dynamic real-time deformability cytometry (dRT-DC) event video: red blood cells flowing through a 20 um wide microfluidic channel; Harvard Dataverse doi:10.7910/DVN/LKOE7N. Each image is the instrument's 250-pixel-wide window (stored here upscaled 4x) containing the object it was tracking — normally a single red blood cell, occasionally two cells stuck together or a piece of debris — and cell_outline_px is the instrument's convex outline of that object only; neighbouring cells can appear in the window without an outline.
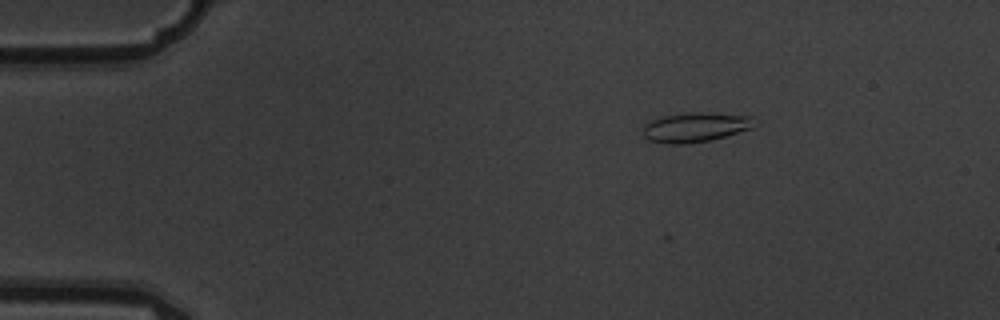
{"species": "common noctule bat (a hibernating species)", "species_latin": "Nyctalus noctula", "temperature_condition": "warm", "stored_images_in_passage": 8, "camera_frame_rate_fps": 3000, "um_per_image_px": 0.085, "animal": {"sex": "male", "body_mass_g": 19.5, "forearm_length_mm": 54.6}, "frame": {"image": 1, "passage_image": 1, "time_ms": 0.0, "image_size_px": [1000, 320], "cell_outline_px": [[760, 124], [752, 128], [724, 136], [708, 140], [688, 144], [668, 144], [648, 140], [644, 136], [644, 124], [652, 120], [664, 116], [692, 112], [708, 112], [752, 116]], "centroid_in_image_um": [59.16, 10.81], "position_along_channel_um": 25.8, "area_um2": 19.31}}
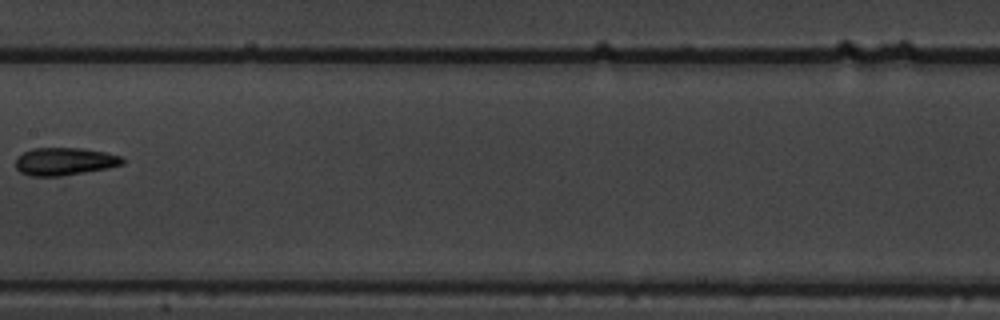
{"frame": {"image": 2, "passage_image": 6, "time_ms": 1.667, "image_size_px": [1000, 320], "cell_outline_px": [[124, 164], [108, 168], [60, 176], [32, 176], [20, 172], [16, 168], [16, 160], [24, 152], [32, 148], [84, 148], [104, 152], [120, 156], [124, 160]], "centroid_in_image_um": [5.5, 13.72], "position_along_channel_um": 201.9, "area_um2": 17.11}}
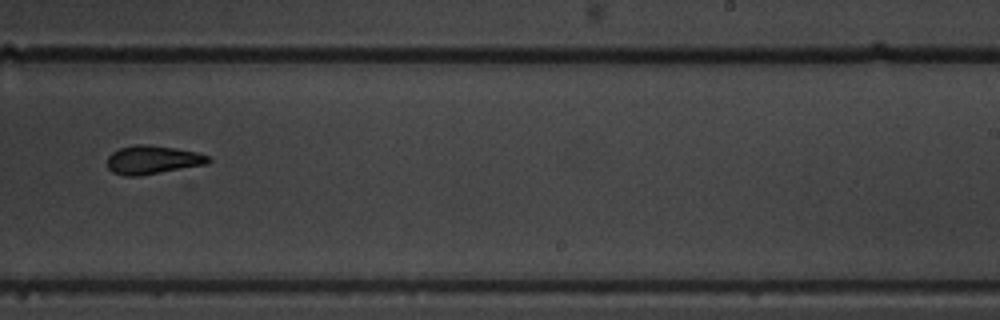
{"frame": {"image": 3, "passage_image": 8, "time_ms": 2.333, "image_size_px": [1000, 320], "cell_outline_px": [[212, 160], [208, 164], [188, 168], [140, 176], [124, 176], [112, 172], [108, 168], [108, 156], [112, 152], [120, 148], [136, 144], [148, 144], [176, 148], [196, 152], [212, 156]], "centroid_in_image_um": [13.02, 13.59], "position_along_channel_um": 276.0, "area_um2": 17.17}}